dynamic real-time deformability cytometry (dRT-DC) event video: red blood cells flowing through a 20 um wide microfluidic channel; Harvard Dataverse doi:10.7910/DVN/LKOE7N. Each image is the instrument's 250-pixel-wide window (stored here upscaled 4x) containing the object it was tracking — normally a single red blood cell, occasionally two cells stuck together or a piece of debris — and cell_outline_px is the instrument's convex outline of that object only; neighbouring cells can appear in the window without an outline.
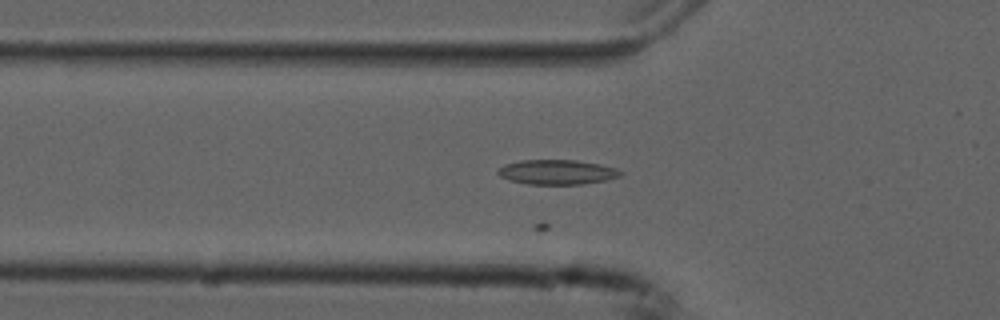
{"species": "common noctule bat (a hibernating species)", "species_latin": "Nyctalus noctula", "temperature_condition": "cold", "stored_images_in_passage": 31, "camera_frame_rate_fps": 3000, "um_per_image_px": 0.085, "animal": {"sex": "male", "forearm_length_mm": 52.5}, "frame": {"image": 1, "passage_image": 18, "time_ms": 5.667, "image_size_px": [1000, 320], "cell_outline_px": [[624, 172], [620, 176], [608, 180], [580, 184], [528, 184], [508, 180], [500, 176], [496, 172], [504, 164], [520, 160], [576, 160], [600, 164], [616, 168]], "centroid_in_image_um": [47.35, 14.62], "position_along_channel_um": 78.4, "area_um2": 17.74}}